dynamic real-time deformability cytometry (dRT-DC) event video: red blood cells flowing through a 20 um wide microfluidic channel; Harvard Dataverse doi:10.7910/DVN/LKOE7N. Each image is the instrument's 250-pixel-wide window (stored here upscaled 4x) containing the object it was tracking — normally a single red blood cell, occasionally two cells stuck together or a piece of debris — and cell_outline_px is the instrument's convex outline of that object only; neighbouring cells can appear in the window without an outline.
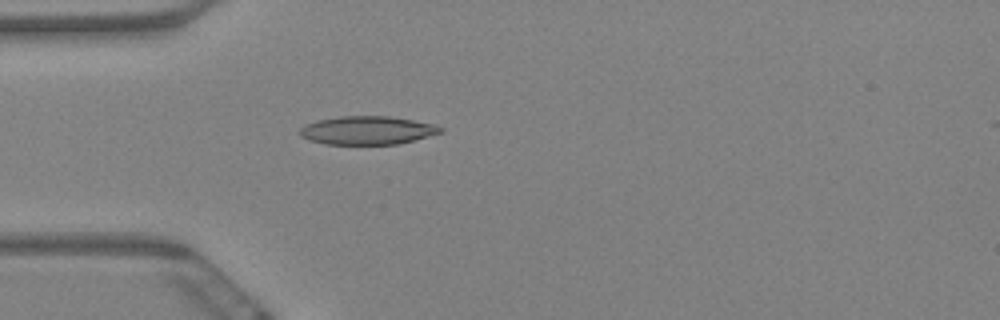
{"species": "Egyptian fruit bat (a non-hibernating species)", "species_latin": "Rousettus aegyptiacus", "temperature_condition": "warm", "stored_images_in_passage": 5, "camera_frame_rate_fps": 3000, "um_per_image_px": 0.085, "animal": {"sex": "female"}, "frame": {"image": 1, "passage_image": 5, "time_ms": 1.333, "image_size_px": [1000, 320], "cell_outline_px": [[444, 128], [440, 132], [412, 140], [396, 144], [324, 144], [308, 140], [300, 136], [300, 128], [304, 124], [316, 120], [340, 116], [388, 116], [436, 124]], "centroid_in_image_um": [31.16, 11.07], "position_along_channel_um": 53.8, "area_um2": 23.18}}